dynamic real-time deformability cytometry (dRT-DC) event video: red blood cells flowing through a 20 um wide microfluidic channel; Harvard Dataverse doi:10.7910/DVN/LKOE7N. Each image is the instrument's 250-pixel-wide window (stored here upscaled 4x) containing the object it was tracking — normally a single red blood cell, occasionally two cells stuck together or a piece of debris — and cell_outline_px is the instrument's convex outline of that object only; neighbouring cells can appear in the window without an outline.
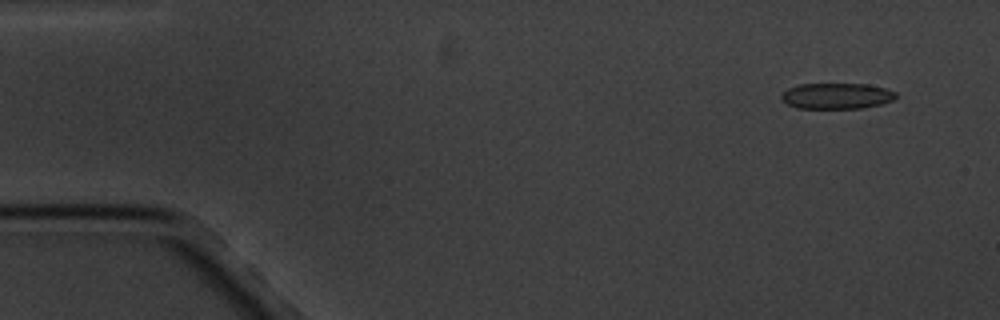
{"species": "common noctule bat (a hibernating species)", "species_latin": "Nyctalus noctula", "temperature_condition": "cold", "stored_images_in_passage": 8, "camera_frame_rate_fps": 3000, "um_per_image_px": 0.085, "animal": {"sex": "male", "body_mass_g": 20.1, "forearm_length_mm": 53.5}, "frame": {"image": 1, "passage_image": 2, "time_ms": 1.0, "image_size_px": [1000, 320], "cell_outline_px": [[896, 96], [892, 100], [880, 104], [860, 108], [796, 108], [780, 100], [780, 96], [788, 88], [800, 84], [868, 84], [884, 88], [896, 92]], "centroid_in_image_um": [71.08, 8.15], "position_along_channel_um": 13.9, "area_um2": 17.17}}
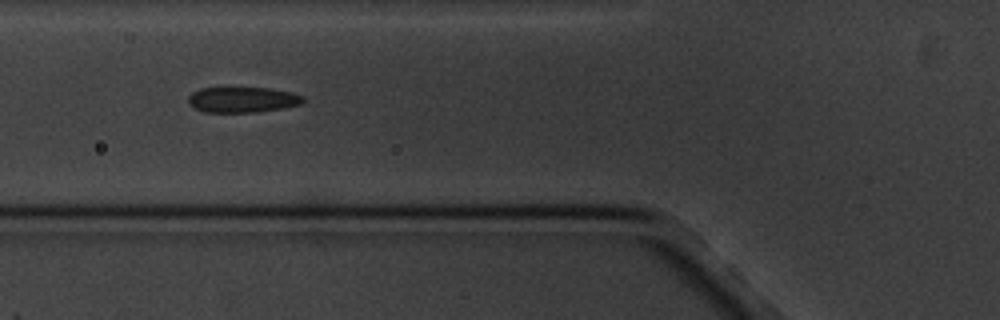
{"frame": {"image": 2, "passage_image": 7, "time_ms": 6.667, "image_size_px": [1000, 320], "cell_outline_px": [[308, 100], [300, 104], [284, 108], [256, 112], [204, 112], [192, 108], [188, 104], [188, 96], [192, 92], [200, 88], [272, 88], [292, 92], [304, 96]], "centroid_in_image_um": [20.63, 8.47], "position_along_channel_um": 105.2, "area_um2": 17.4}}
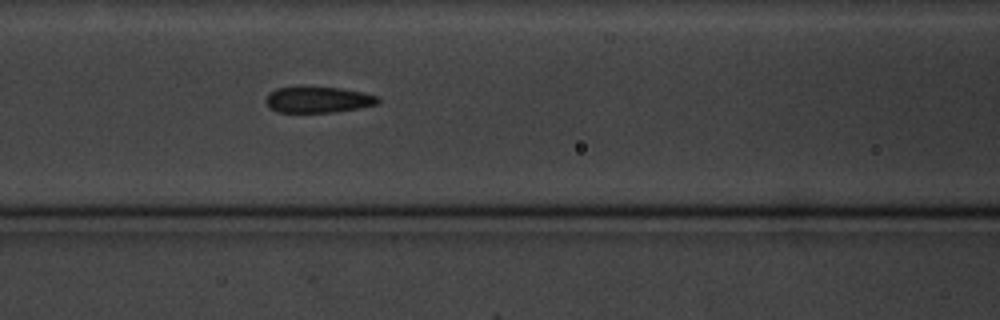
{"frame": {"image": 3, "passage_image": 8, "time_ms": 7.667, "image_size_px": [1000, 320], "cell_outline_px": [[380, 100], [376, 104], [360, 108], [332, 112], [276, 112], [264, 100], [268, 92], [276, 88], [296, 84], [300, 84], [340, 88], [364, 92], [376, 96]], "centroid_in_image_um": [26.97, 8.42], "position_along_channel_um": 139.6, "area_um2": 17.69}}